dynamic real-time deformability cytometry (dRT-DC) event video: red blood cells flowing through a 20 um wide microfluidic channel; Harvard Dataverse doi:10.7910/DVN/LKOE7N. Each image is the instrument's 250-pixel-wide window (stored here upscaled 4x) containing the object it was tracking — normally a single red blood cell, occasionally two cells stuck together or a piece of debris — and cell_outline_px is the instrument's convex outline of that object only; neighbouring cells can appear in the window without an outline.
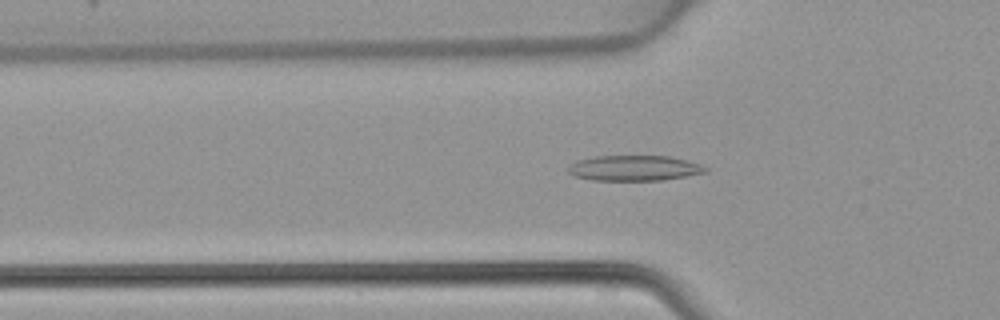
{"species": "common noctule bat (a hibernating species)", "species_latin": "Nyctalus noctula", "temperature_condition": "warm", "stored_images_in_passage": 47, "camera_frame_rate_fps": 3000, "um_per_image_px": 0.085, "animal": {"sex": "female", "body_mass_g": 22.7, "forearm_length_mm": 54.2}, "frame": {"image": 1, "passage_image": 16, "time_ms": 5.0, "image_size_px": [1000, 320], "cell_outline_px": [[708, 172], [664, 180], [592, 180], [576, 176], [568, 172], [568, 164], [576, 160], [596, 156], [668, 156], [700, 164], [708, 168]], "centroid_in_image_um": [53.89, 14.29], "position_along_channel_um": 71.9, "area_um2": 20.29}}
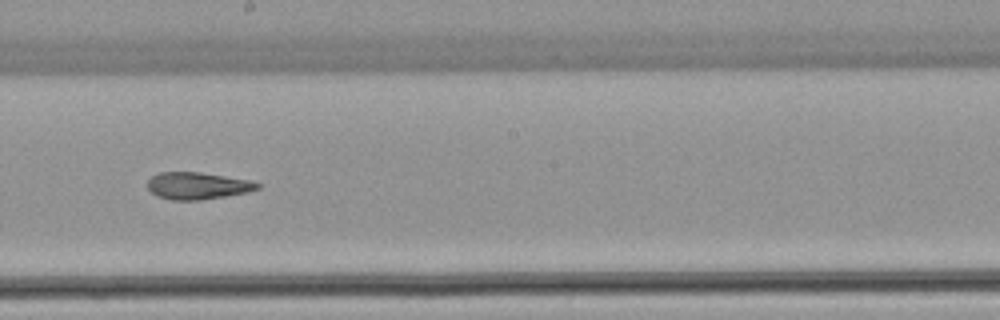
{"frame": {"image": 2, "passage_image": 27, "time_ms": 8.667, "image_size_px": [1000, 320], "cell_outline_px": [[260, 188], [248, 192], [200, 200], [172, 200], [156, 196], [148, 188], [148, 180], [152, 176], [160, 172], [200, 172], [248, 180], [260, 184]], "centroid_in_image_um": [16.77, 15.79], "position_along_channel_um": 231.4, "area_um2": 17.17}}
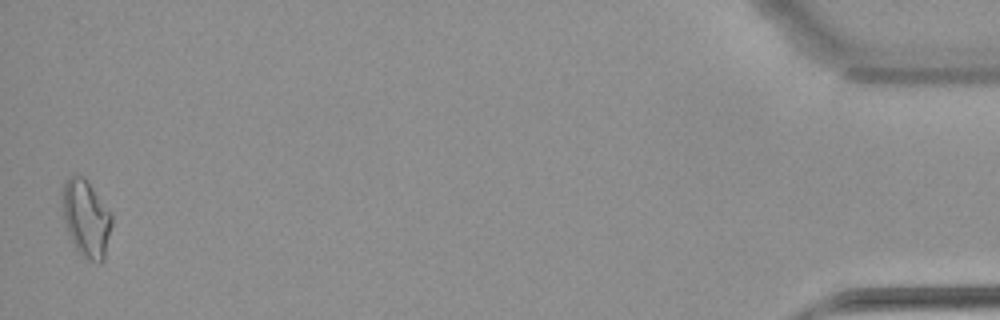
{"frame": {"image": 3, "passage_image": 47, "time_ms": 15.333, "image_size_px": [1000, 320], "cell_outline_px": [[112, 224], [104, 260], [100, 264], [96, 264], [84, 260], [76, 248], [64, 224], [60, 188], [68, 176], [72, 172], [84, 176], [112, 216]], "centroid_in_image_um": [7.28, 18.56], "position_along_channel_um": 427.9, "area_um2": 22.72}}